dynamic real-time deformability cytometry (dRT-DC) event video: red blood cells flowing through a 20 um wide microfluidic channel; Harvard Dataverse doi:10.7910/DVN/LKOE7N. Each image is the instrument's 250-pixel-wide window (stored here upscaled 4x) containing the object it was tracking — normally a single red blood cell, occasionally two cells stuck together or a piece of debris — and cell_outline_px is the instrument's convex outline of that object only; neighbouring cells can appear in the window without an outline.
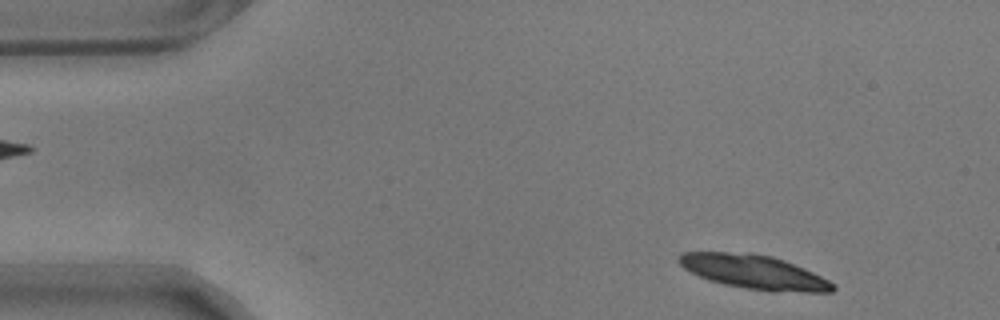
{"species": "common noctule bat (a hibernating species)", "species_latin": "Nyctalus noctula", "temperature_condition": "warm", "stored_images_in_passage": 30, "segment_of_instrument_passage": [1, 2], "camera_frame_rate_fps": 3000, "um_per_image_px": 0.085, "animal": {"sex": "male", "body_mass_g": 17.9}, "frame": {"image": 1, "passage_image": 2, "time_ms": 0.333, "image_size_px": [1000, 320], "cell_outline_px": [[836, 288], [832, 292], [768, 292], [744, 288], [724, 284], [708, 280], [684, 268], [676, 260], [676, 256], [680, 252], [752, 252], [772, 256], [784, 260], [804, 268], [836, 284]], "centroid_in_image_um": [64.08, 23.12], "position_along_channel_um": 20.9, "area_um2": 30.92}}